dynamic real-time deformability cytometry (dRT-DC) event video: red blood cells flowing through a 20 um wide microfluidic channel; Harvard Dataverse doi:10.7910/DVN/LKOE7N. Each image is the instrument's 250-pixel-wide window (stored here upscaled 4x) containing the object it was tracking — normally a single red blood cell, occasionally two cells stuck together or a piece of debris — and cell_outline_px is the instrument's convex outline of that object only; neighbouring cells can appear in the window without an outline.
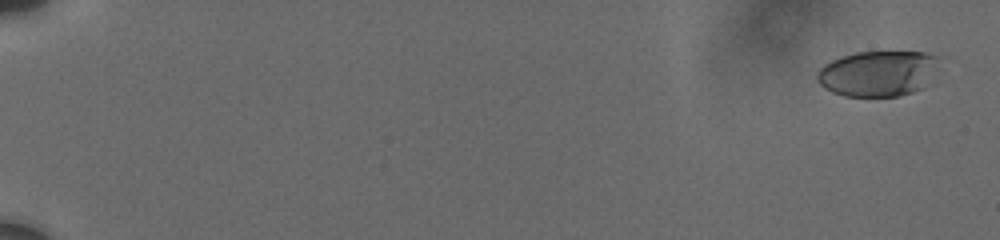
{"species": "human", "species_latin": "Homo sapiens", "temperature_condition": "cold", "stored_images_in_passage": 43, "camera_frame_rate_fps": 3000, "um_per_image_px": 0.085, "donor": {"sex": "male"}, "frame": {"image": 1, "passage_image": 3, "time_ms": 0.667, "image_size_px": [1000, 240], "cell_outline_px": [[940, 56], [924, 88], [900, 96], [844, 96], [832, 92], [824, 88], [816, 80], [816, 76], [820, 68], [824, 64], [832, 60], [856, 52], [924, 52]], "centroid_in_image_um": [74.59, 6.25], "position_along_channel_um": 10.4, "area_um2": 32.25}}
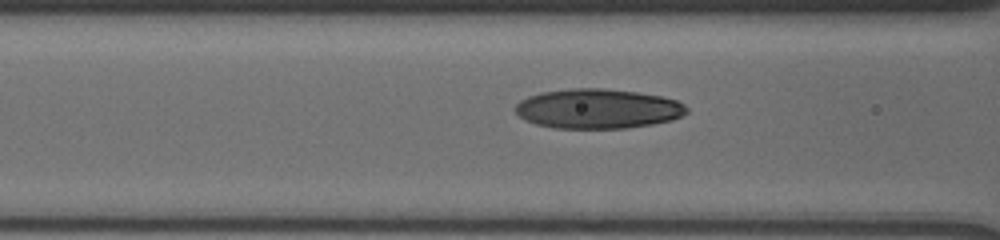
{"frame": {"image": 2, "passage_image": 27, "time_ms": 9.0, "image_size_px": [1000, 240], "cell_outline_px": [[688, 112], [672, 120], [652, 124], [624, 128], [556, 128], [536, 124], [524, 120], [512, 108], [520, 100], [528, 96], [540, 92], [572, 88], [604, 88], [636, 92], [660, 96], [676, 100], [684, 104], [688, 108]], "centroid_in_image_um": [50.78, 9.24], "position_along_channel_um": 115.8, "area_um2": 39.71}}
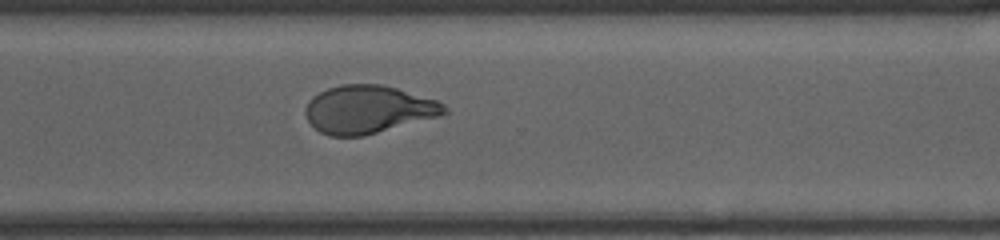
{"frame": {"image": 3, "passage_image": 43, "time_ms": 15.0, "image_size_px": [1000, 240], "cell_outline_px": [[448, 112], [440, 116], [364, 136], [328, 136], [320, 132], [308, 120], [304, 112], [304, 108], [308, 100], [312, 96], [328, 88], [340, 84], [380, 84], [396, 88], [436, 100], [444, 104], [448, 108]], "centroid_in_image_um": [31.28, 9.3], "position_along_channel_um": 339.3, "area_um2": 38.9}}